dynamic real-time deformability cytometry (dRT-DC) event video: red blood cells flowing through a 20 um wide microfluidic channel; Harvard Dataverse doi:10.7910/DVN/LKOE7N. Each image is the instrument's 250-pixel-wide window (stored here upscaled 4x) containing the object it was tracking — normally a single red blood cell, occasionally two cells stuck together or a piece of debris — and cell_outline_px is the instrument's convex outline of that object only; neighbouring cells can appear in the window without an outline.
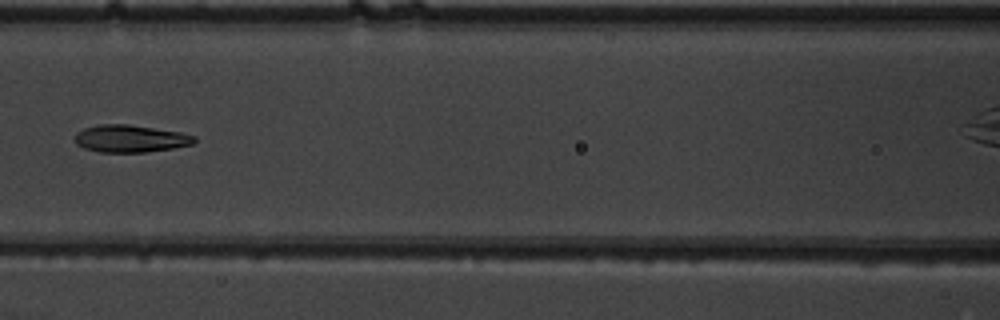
{"species": "common noctule bat (a hibernating species)", "species_latin": "Nyctalus noctula", "temperature_condition": "warm", "stored_images_in_passage": 9, "camera_frame_rate_fps": 3000, "um_per_image_px": 0.085, "animal": {"sex": "male", "body_mass_g": 19.5, "forearm_length_mm": 54.6}, "frame": {"image": 1, "passage_image": 8, "time_ms": 2.333, "image_size_px": [1000, 320], "cell_outline_px": [[196, 140], [192, 144], [172, 148], [144, 152], [100, 152], [84, 148], [76, 144], [76, 132], [84, 128], [100, 124], [128, 124], [180, 132], [196, 136]], "centroid_in_image_um": [11.07, 11.78], "position_along_channel_um": 155.5, "area_um2": 18.9}}
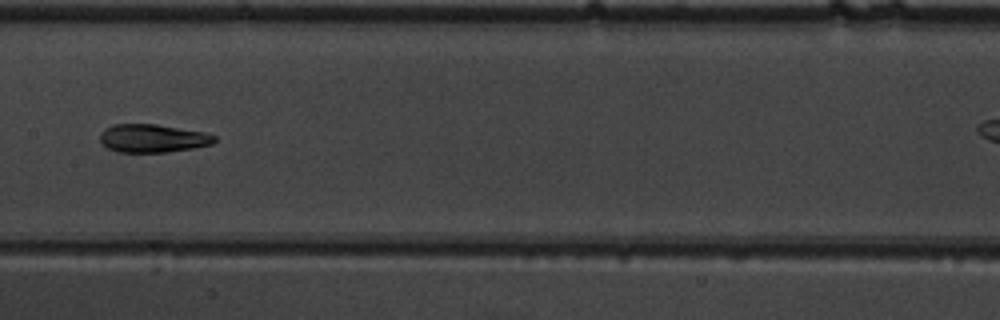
{"frame": {"image": 2, "passage_image": 9, "time_ms": 2.667, "image_size_px": [1000, 320], "cell_outline_px": [[216, 140], [212, 144], [192, 148], [164, 152], [120, 152], [108, 148], [100, 140], [100, 136], [104, 128], [112, 124], [156, 124], [204, 132], [216, 136]], "centroid_in_image_um": [12.97, 11.75], "position_along_channel_um": 194.4, "area_um2": 18.67}}